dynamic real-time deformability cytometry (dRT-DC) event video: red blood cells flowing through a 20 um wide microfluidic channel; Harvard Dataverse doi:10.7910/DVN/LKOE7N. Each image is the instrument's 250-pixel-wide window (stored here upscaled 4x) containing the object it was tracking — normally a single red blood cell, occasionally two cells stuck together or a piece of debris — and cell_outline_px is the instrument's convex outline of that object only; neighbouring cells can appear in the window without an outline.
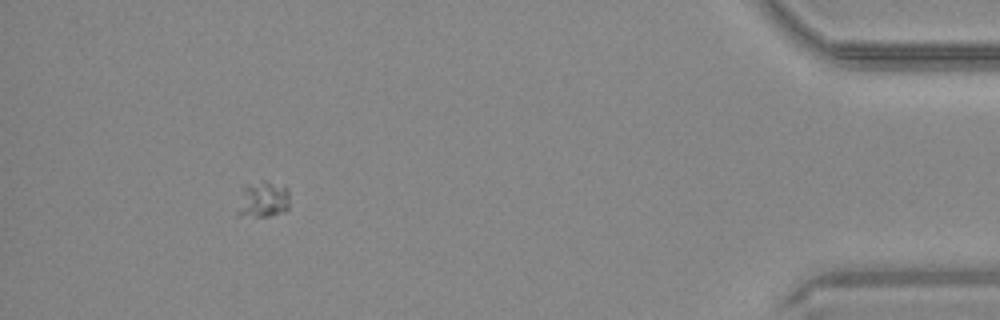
{"species": "common noctule bat (a hibernating species)", "species_latin": "Nyctalus noctula", "temperature_condition": "warm", "stored_images_in_passage": 48, "camera_frame_rate_fps": 3000, "um_per_image_px": 0.085, "animal": {"sex": "male", "body_mass_g": 20.4}, "frame": {"image": 1, "passage_image": 44, "time_ms": 14.333, "image_size_px": [1000, 320], "cell_outline_px": [[288, 208], [284, 212], [268, 216], [236, 216], [236, 212], [240, 188], [244, 184], [264, 180], [284, 184], [288, 188]], "centroid_in_image_um": [22.3, 16.92], "position_along_channel_um": 412.9, "area_um2": 11.62}}